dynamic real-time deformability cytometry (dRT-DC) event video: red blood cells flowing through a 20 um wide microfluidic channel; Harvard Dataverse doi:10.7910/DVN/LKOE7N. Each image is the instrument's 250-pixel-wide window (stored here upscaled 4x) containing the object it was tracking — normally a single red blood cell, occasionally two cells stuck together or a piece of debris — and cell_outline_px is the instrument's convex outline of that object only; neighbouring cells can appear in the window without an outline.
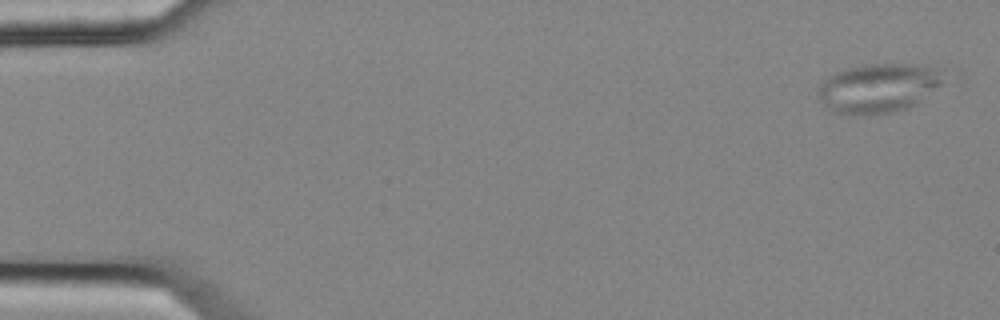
{"species": "common noctule bat (a hibernating species)", "species_latin": "Nyctalus noctula", "temperature_condition": "cold", "stored_images_in_passage": 5, "camera_frame_rate_fps": 3000, "um_per_image_px": 0.085, "animal": {"sex": "female", "body_mass_g": 25.1}, "frame": {"image": 1, "passage_image": 1, "time_ms": 0.0, "image_size_px": [1000, 320], "cell_outline_px": [[940, 84], [916, 104], [908, 108], [892, 112], [864, 116], [852, 116], [832, 112], [820, 100], [820, 88], [824, 80], [828, 76], [844, 68], [864, 64], [912, 64], [936, 68], [940, 80]], "centroid_in_image_um": [74.58, 7.51], "position_along_channel_um": 10.4, "area_um2": 35.6}}